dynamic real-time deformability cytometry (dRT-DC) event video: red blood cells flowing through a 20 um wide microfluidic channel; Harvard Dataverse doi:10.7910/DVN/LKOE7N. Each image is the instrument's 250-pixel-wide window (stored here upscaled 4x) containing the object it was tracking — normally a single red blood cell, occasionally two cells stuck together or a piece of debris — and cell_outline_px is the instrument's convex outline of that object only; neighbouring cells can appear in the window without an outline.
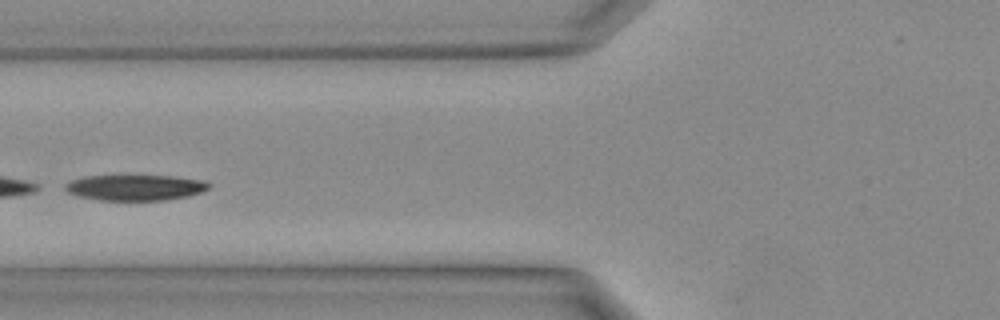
{"species": "Egyptian fruit bat (a non-hibernating species)", "species_latin": "Rousettus aegyptiacus", "temperature_condition": "warm", "stored_images_in_passage": 28, "camera_frame_rate_fps": 3000, "um_per_image_px": 0.085, "animal": {"sex": "female"}, "frame": {"image": 1, "passage_image": 9, "time_ms": 2.667, "image_size_px": [1000, 320], "cell_outline_px": [[212, 184], [208, 188], [200, 192], [188, 196], [164, 200], [100, 200], [80, 196], [68, 192], [64, 188], [64, 184], [72, 180], [84, 176], [176, 176], [204, 180]], "centroid_in_image_um": [11.51, 15.93], "position_along_channel_um": 114.3, "area_um2": 21.44}}